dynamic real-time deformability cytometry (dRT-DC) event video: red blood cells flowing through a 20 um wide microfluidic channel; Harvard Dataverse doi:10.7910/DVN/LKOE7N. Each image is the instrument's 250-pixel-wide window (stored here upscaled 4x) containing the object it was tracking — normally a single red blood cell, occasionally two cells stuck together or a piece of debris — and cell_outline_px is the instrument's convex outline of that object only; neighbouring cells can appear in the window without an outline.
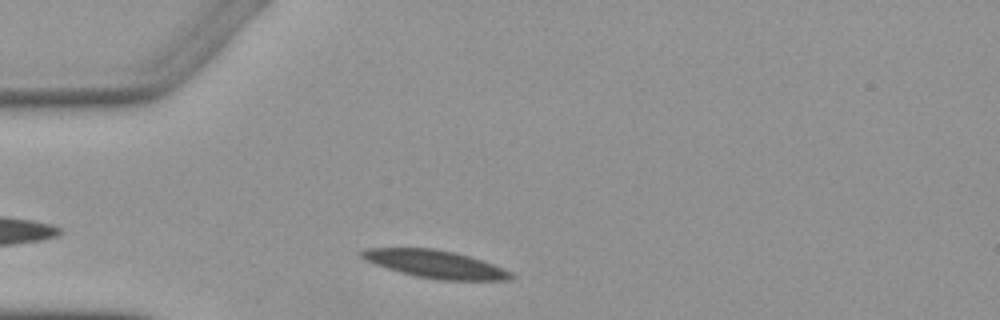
{"species": "Egyptian fruit bat (a non-hibernating species)", "species_latin": "Rousettus aegyptiacus", "temperature_condition": "warm", "stored_images_in_passage": 1, "camera_frame_rate_fps": 3000, "um_per_image_px": 0.085, "animal": {"sex": "female"}, "frame": {"image": 1, "passage_image": 1, "time_ms": 0.0, "image_size_px": [1000, 320], "cell_outline_px": [[516, 276], [512, 280], [440, 280], [416, 276], [400, 272], [376, 264], [360, 256], [356, 252], [364, 248], [436, 248], [456, 252], [504, 268], [512, 272]], "centroid_in_image_um": [37.02, 22.44], "position_along_channel_um": 48.0, "area_um2": 24.16}}